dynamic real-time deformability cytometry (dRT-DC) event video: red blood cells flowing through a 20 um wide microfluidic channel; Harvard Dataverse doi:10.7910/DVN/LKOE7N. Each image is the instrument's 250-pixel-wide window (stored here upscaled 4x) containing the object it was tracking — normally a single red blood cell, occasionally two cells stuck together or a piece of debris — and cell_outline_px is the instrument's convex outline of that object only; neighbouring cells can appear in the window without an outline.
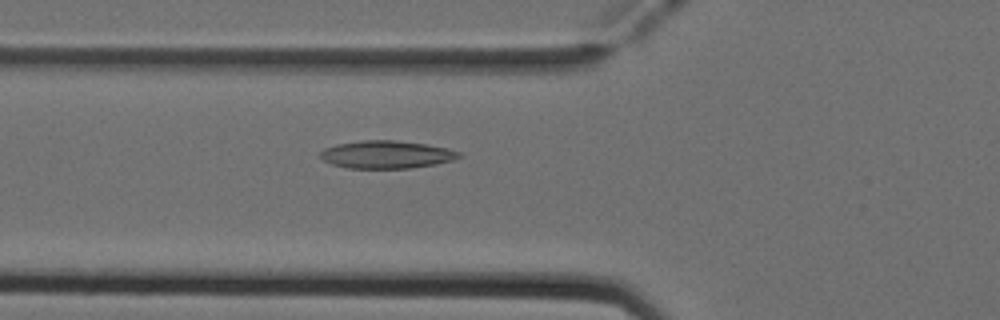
{"species": "Egyptian fruit bat (a non-hibernating species)", "species_latin": "Rousettus aegyptiacus", "temperature_condition": "cold", "stored_images_in_passage": 38, "camera_frame_rate_fps": 3000, "um_per_image_px": 0.085, "animal": {"sex": "female"}, "frame": {"image": 1, "passage_image": 8, "time_ms": 2.333, "image_size_px": [1000, 320], "cell_outline_px": [[464, 156], [452, 160], [436, 164], [408, 168], [348, 168], [332, 164], [324, 160], [320, 156], [320, 152], [324, 148], [336, 144], [364, 140], [396, 140], [424, 144], [448, 148], [460, 152]], "centroid_in_image_um": [32.86, 13.13], "position_along_channel_um": 92.9, "area_um2": 22.37}}
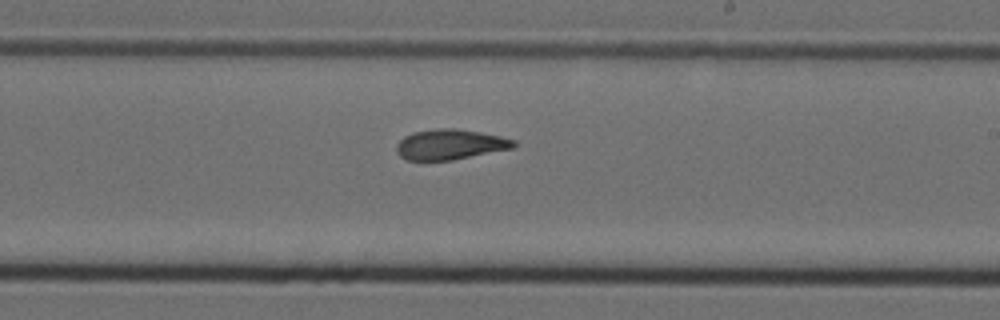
{"frame": {"image": 2, "passage_image": 20, "time_ms": 6.333, "image_size_px": [1000, 320], "cell_outline_px": [[516, 148], [452, 160], [408, 160], [400, 156], [396, 152], [396, 144], [404, 136], [412, 132], [436, 128], [456, 128], [480, 132], [500, 136], [516, 140]], "centroid_in_image_um": [38.28, 12.27], "position_along_channel_um": 250.7, "area_um2": 20.92}}
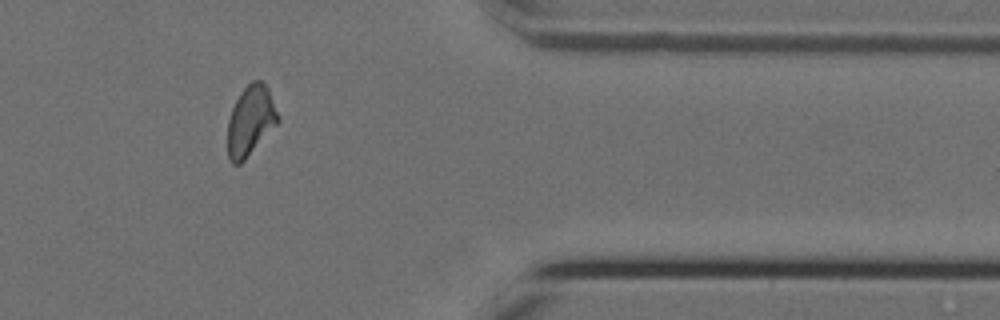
{"frame": {"image": 3, "passage_image": 32, "time_ms": 10.333, "image_size_px": [1000, 320], "cell_outline_px": [[280, 120], [244, 160], [240, 164], [232, 164], [228, 160], [228, 120], [232, 108], [240, 92], [252, 80], [260, 80], [268, 88], [280, 116]], "centroid_in_image_um": [21.29, 10.25], "position_along_channel_um": 390.1, "area_um2": 20.4}}